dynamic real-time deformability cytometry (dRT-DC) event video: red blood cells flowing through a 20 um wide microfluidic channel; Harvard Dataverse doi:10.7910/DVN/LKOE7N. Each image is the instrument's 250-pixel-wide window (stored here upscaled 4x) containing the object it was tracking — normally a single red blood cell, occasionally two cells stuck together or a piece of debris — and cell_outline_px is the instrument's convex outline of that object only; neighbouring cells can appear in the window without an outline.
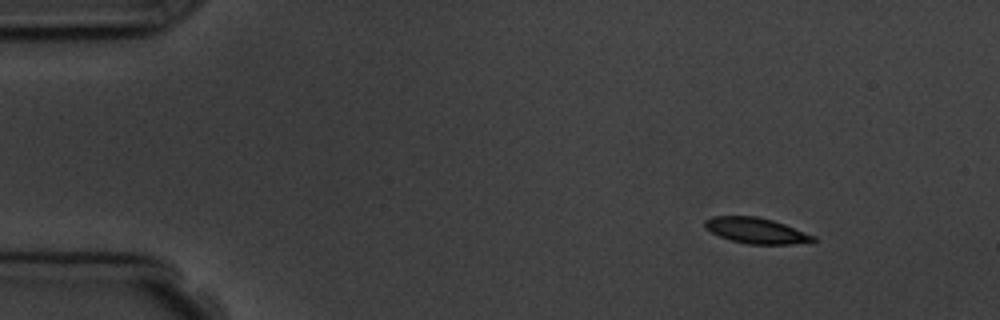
{"species": "common noctule bat (a hibernating species)", "species_latin": "Nyctalus noctula", "temperature_condition": "room temperature", "stored_images_in_passage": 5, "segment_of_instrument_passage": [1, 2], "camera_frame_rate_fps": 3000, "um_per_image_px": 0.085, "animal": {"sex": "male", "body_mass_g": 19.5, "forearm_length_mm": 54.6}, "frame": {"image": 1, "passage_image": 1, "time_ms": 0.0, "image_size_px": [1000, 320], "cell_outline_px": [[816, 240], [812, 244], [748, 244], [732, 240], [720, 236], [704, 228], [704, 220], [712, 216], [756, 216], [772, 220], [784, 224], [816, 236]], "centroid_in_image_um": [64.32, 19.61], "position_along_channel_um": 20.7, "area_um2": 16.36}}
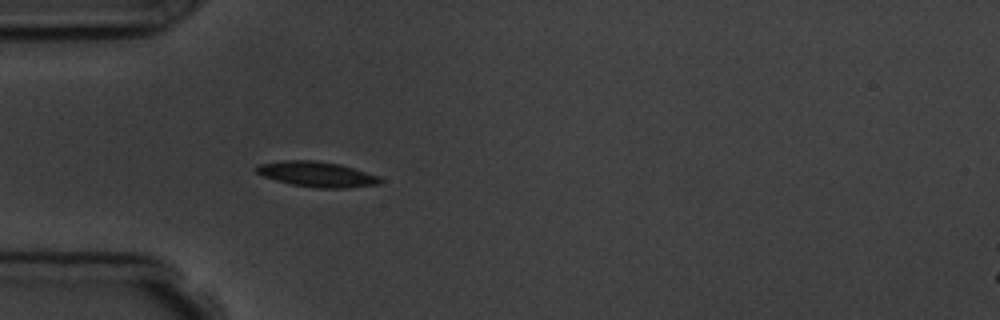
{"frame": {"image": 2, "passage_image": 4, "time_ms": 3.333, "image_size_px": [1000, 320], "cell_outline_px": [[384, 180], [380, 184], [344, 188], [316, 188], [292, 184], [276, 180], [264, 176], [256, 172], [256, 168], [260, 164], [284, 160], [316, 160], [340, 164], [380, 176]], "centroid_in_image_um": [26.99, 14.81], "position_along_channel_um": 58.0, "area_um2": 18.21}}